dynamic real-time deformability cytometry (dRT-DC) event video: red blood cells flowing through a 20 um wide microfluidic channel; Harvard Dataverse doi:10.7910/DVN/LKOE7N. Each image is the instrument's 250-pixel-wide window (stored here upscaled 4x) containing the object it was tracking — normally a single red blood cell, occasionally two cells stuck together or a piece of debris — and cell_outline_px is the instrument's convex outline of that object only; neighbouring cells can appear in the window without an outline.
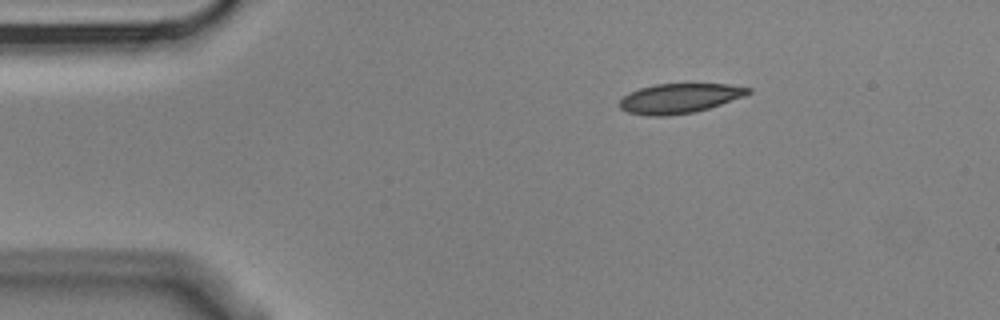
{"species": "Egyptian fruit bat (a non-hibernating species)", "species_latin": "Rousettus aegyptiacus", "temperature_condition": "cold", "stored_images_in_passage": 3, "camera_frame_rate_fps": 3000, "um_per_image_px": 0.085, "animal": {"sex": "male"}, "frame": {"image": 1, "passage_image": 1, "time_ms": 0.0, "image_size_px": [1000, 320], "cell_outline_px": [[752, 92], [744, 96], [696, 112], [668, 116], [648, 116], [628, 112], [620, 108], [620, 100], [624, 96], [640, 88], [656, 84], [728, 84], [752, 88]], "centroid_in_image_um": [57.77, 8.36], "position_along_channel_um": 27.2, "area_um2": 22.14}}
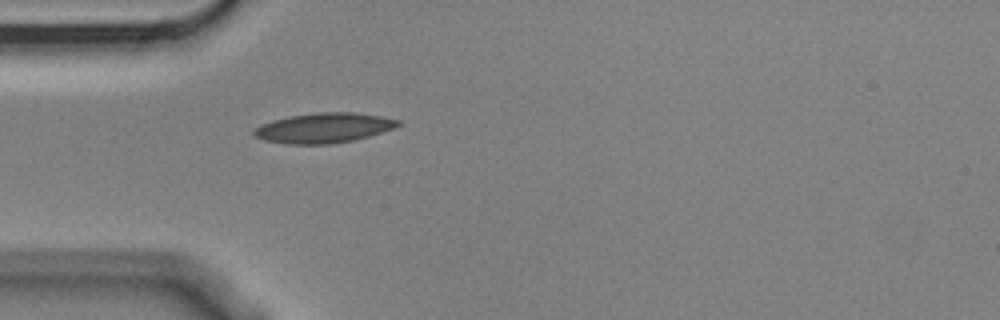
{"frame": {"image": 2, "passage_image": 3, "time_ms": 0.667, "image_size_px": [1000, 320], "cell_outline_px": [[400, 124], [392, 128], [356, 140], [332, 144], [288, 144], [264, 140], [256, 136], [252, 132], [260, 124], [272, 120], [292, 116], [316, 112], [356, 112], [380, 116], [400, 120]], "centroid_in_image_um": [27.51, 10.87], "position_along_channel_um": 57.5, "area_um2": 25.03}}